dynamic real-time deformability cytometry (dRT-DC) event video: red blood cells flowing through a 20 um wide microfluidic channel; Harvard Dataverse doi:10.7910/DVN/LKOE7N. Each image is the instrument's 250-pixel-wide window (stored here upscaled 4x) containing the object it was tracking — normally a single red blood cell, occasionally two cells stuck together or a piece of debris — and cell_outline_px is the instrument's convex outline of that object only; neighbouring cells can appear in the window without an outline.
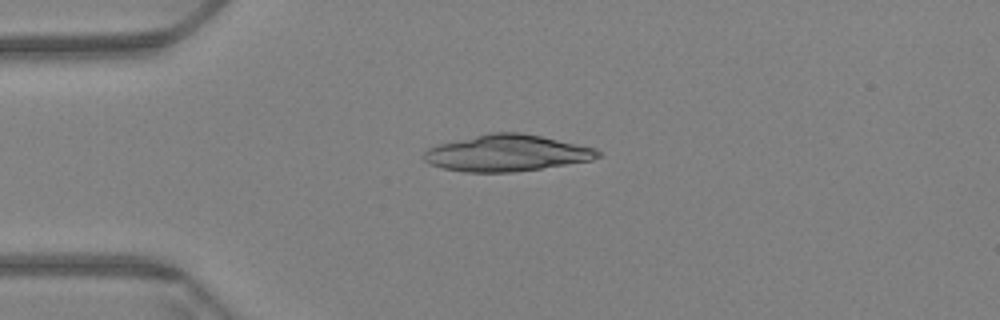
{"species": "Egyptian fruit bat (a non-hibernating species)", "species_latin": "Rousettus aegyptiacus", "temperature_condition": "warm", "stored_images_in_passage": 15, "camera_frame_rate_fps": 3000, "um_per_image_px": 0.085, "animal": {"sex": "female"}, "frame": {"image": 1, "passage_image": 15, "time_ms": 4.667, "image_size_px": [1000, 320], "cell_outline_px": [[600, 156], [592, 160], [540, 168], [512, 172], [464, 172], [440, 168], [428, 164], [424, 160], [424, 152], [428, 148], [440, 144], [488, 132], [520, 132], [540, 136], [596, 148], [600, 152]], "centroid_in_image_um": [43.04, 13.01], "position_along_channel_um": 42.0, "area_um2": 36.82}}